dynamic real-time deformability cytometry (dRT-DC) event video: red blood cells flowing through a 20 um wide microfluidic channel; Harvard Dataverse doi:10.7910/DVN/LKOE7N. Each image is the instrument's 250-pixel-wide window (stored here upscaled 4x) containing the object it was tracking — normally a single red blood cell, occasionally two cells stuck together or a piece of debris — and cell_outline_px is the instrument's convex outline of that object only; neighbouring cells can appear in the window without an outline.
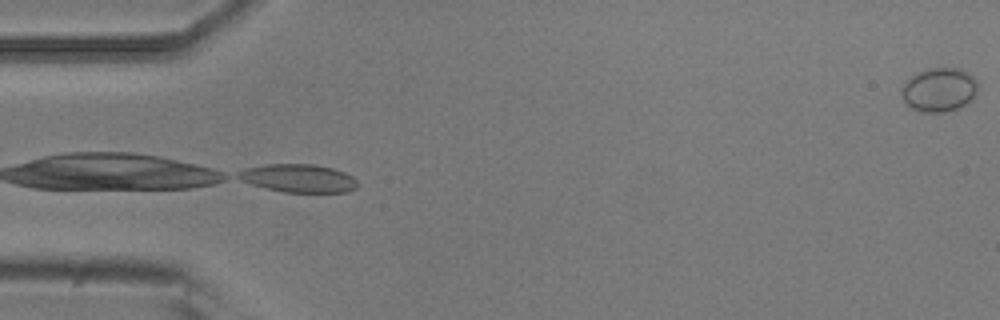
{"species": "common noctule bat (a hibernating species)", "species_latin": "Nyctalus noctula", "temperature_condition": "room temperature", "stored_images_in_passage": 2, "camera_frame_rate_fps": 3000, "um_per_image_px": 0.085, "animal": {"sex": "male", "body_mass_g": 20.5, "forearm_length_mm": 52.5}, "frame": {"image": 1, "passage_image": 2, "time_ms": 0.333, "image_size_px": [1000, 320], "cell_outline_px": [[976, 96], [960, 108], [944, 112], [924, 112], [912, 108], [904, 100], [900, 92], [900, 88], [916, 72], [928, 68], [960, 68], [968, 72], [976, 80]], "centroid_in_image_um": [79.83, 7.62], "position_along_channel_um": 5.2, "area_um2": 19.54}}